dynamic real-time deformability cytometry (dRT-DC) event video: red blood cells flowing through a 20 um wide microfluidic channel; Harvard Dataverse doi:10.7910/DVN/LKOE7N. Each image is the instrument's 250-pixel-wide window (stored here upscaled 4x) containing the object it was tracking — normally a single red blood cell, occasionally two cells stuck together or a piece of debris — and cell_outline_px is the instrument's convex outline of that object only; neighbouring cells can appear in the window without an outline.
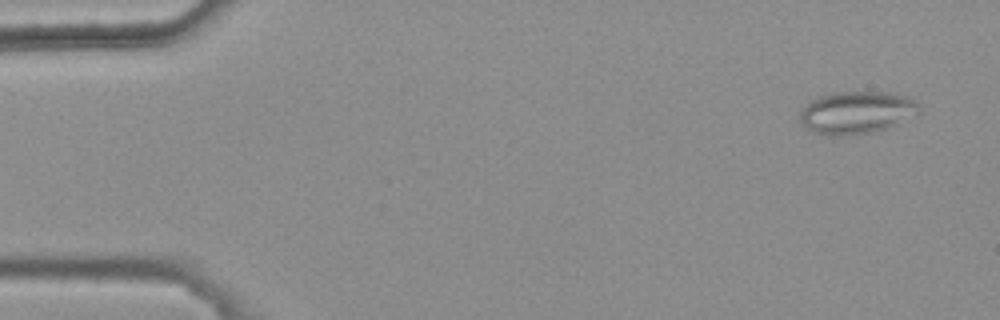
{"species": "common noctule bat (a hibernating species)", "species_latin": "Nyctalus noctula", "temperature_condition": "warm", "stored_images_in_passage": 5, "camera_frame_rate_fps": 3000, "um_per_image_px": 0.085, "animal": {"sex": "female", "body_mass_g": 25.1}, "frame": {"image": 1, "passage_image": 5, "time_ms": 1.333, "image_size_px": [1000, 320], "cell_outline_px": [[920, 108], [896, 124], [888, 128], [872, 132], [832, 136], [816, 132], [808, 128], [800, 120], [800, 112], [812, 100], [828, 92], [888, 92], [908, 96], [916, 100]], "centroid_in_image_um": [72.8, 9.54], "position_along_channel_um": 12.2, "area_um2": 28.9}}